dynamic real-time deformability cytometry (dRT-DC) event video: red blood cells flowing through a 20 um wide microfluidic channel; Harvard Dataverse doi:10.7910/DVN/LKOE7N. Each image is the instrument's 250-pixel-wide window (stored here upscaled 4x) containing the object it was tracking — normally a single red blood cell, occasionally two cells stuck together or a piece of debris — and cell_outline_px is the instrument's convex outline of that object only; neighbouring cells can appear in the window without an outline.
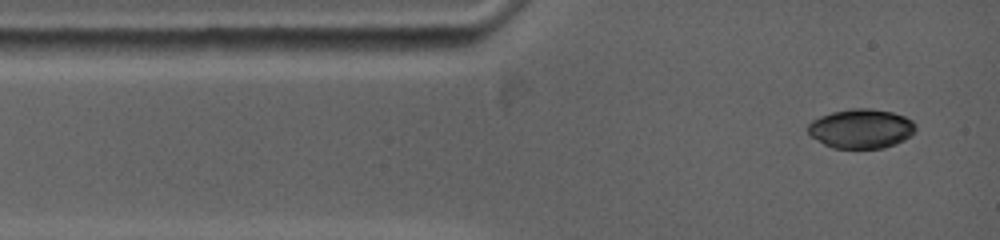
{"species": "common noctule bat (a hibernating species)", "species_latin": "Nyctalus noctula", "temperature_condition": "warm", "stored_images_in_passage": 61, "camera_frame_rate_fps": 5000, "um_per_image_px": 0.085, "animal": {"sex": "female", "body_mass_g": 19.0, "forearm_length_mm": 53.3}, "frame": {"image": 1, "passage_image": 1, "time_ms": 0.0, "image_size_px": [1000, 240], "cell_outline_px": [[916, 128], [904, 140], [896, 144], [884, 148], [832, 148], [824, 144], [812, 136], [808, 132], [808, 124], [812, 120], [820, 116], [832, 112], [852, 108], [872, 108], [892, 112], [904, 116], [912, 120], [916, 124]], "centroid_in_image_um": [73.2, 10.93], "position_along_channel_um": 11.8, "area_um2": 24.68}}
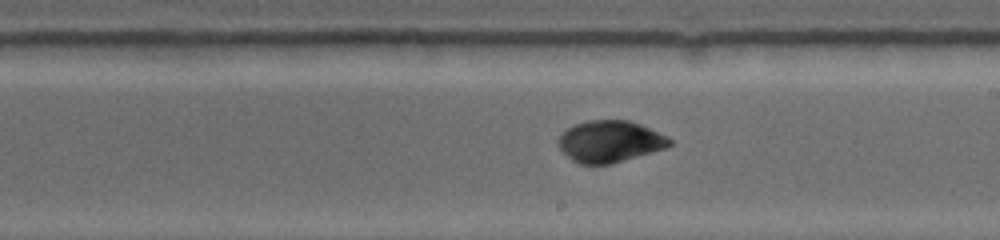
{"frame": {"image": 2, "passage_image": 35, "time_ms": 6.8, "image_size_px": [1000, 240], "cell_outline_px": [[672, 144], [664, 148], [612, 164], [580, 164], [572, 160], [560, 148], [560, 136], [568, 128], [576, 124], [588, 120], [628, 120], [640, 124], [668, 136], [672, 140]], "centroid_in_image_um": [51.87, 12.02], "position_along_channel_um": 237.1, "area_um2": 26.65}}
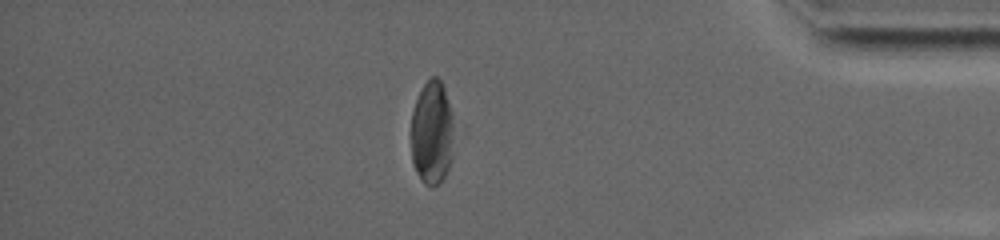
{"frame": {"image": 3, "passage_image": 61, "time_ms": 12.0, "image_size_px": [1000, 240], "cell_outline_px": [[452, 160], [444, 176], [432, 188], [424, 184], [416, 172], [412, 164], [412, 112], [416, 100], [424, 84], [432, 76], [436, 76], [440, 80], [444, 88], [452, 116]], "centroid_in_image_um": [36.71, 11.31], "position_along_channel_um": 398.5, "area_um2": 25.61}, "authors_computed_cell_mechanics": {"area_um2": 26.4146, "velocity_mm_per_s": 3.8077, "shape_relaxation_time_tau1_ms": 3.063, "shape_relaxation_time_tau2_ms": null, "deformation_change_tau1": 0.0943, "deformation_change_tau2": null}}